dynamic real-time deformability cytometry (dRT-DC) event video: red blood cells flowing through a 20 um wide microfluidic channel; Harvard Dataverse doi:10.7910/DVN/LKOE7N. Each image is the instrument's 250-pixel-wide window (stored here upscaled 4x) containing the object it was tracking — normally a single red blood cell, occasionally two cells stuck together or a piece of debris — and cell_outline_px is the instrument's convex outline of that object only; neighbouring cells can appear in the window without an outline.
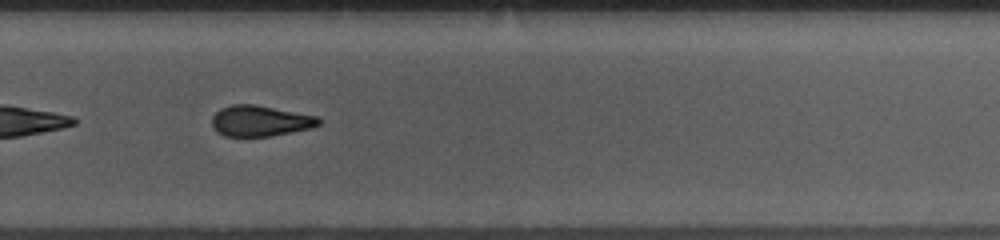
{"species": "common noctule bat (a hibernating species)", "species_latin": "Nyctalus noctula", "temperature_condition": "room temperature", "stored_images_in_passage": 32, "camera_frame_rate_fps": 3000, "um_per_image_px": 0.085, "animal": {"sex": "female", "body_mass_g": 10.0, "forearm_length_mm": 53.1}, "frame": {"image": 1, "passage_image": 28, "time_ms": 9.0, "image_size_px": [1000, 240], "cell_outline_px": [[320, 124], [312, 128], [268, 136], [224, 136], [216, 132], [212, 124], [212, 116], [220, 108], [232, 104], [256, 104], [320, 116]], "centroid_in_image_um": [22.12, 10.26], "position_along_channel_um": 307.7, "area_um2": 19.36}}